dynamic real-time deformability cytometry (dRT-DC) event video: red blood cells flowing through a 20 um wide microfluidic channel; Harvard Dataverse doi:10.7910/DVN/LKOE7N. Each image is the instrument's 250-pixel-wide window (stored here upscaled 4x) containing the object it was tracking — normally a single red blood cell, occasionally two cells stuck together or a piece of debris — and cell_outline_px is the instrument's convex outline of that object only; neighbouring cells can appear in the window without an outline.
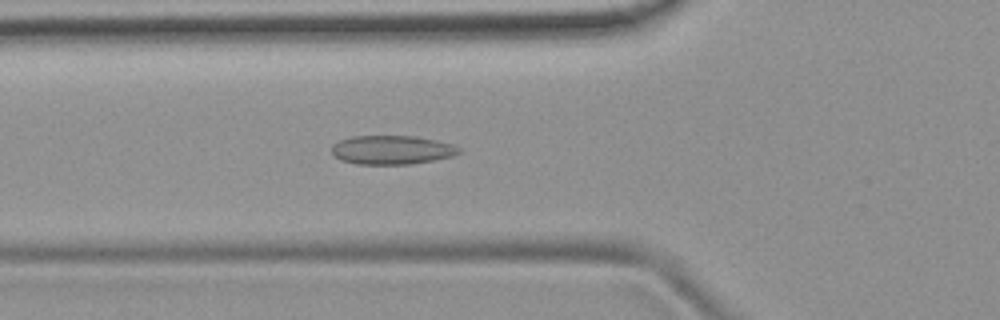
{"species": "common noctule bat (a hibernating species)", "species_latin": "Nyctalus noctula", "temperature_condition": "room temperature", "stored_images_in_passage": 50, "camera_frame_rate_fps": 3000, "um_per_image_px": 0.085, "animal": {"sex": "female", "body_mass_g": 19.9}, "frame": {"image": 1, "passage_image": 17, "time_ms": 5.333, "image_size_px": [1000, 320], "cell_outline_px": [[460, 152], [452, 156], [412, 164], [356, 164], [340, 160], [332, 156], [332, 144], [340, 140], [352, 136], [416, 136], [436, 140], [452, 144], [460, 148]], "centroid_in_image_um": [33.27, 12.74], "position_along_channel_um": 92.5, "area_um2": 21.5}}
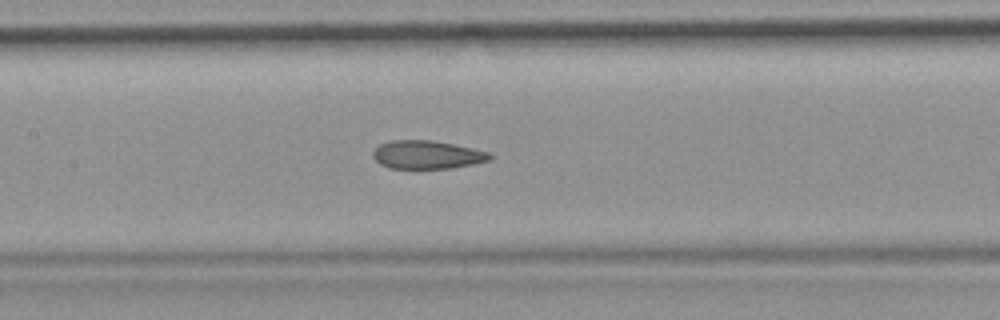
{"frame": {"image": 2, "passage_image": 23, "time_ms": 7.333, "image_size_px": [1000, 320], "cell_outline_px": [[492, 156], [488, 160], [472, 164], [452, 168], [388, 168], [380, 164], [372, 156], [372, 152], [380, 144], [388, 140], [432, 140], [492, 152]], "centroid_in_image_um": [36.28, 13.14], "position_along_channel_um": 171.1, "area_um2": 19.25}}
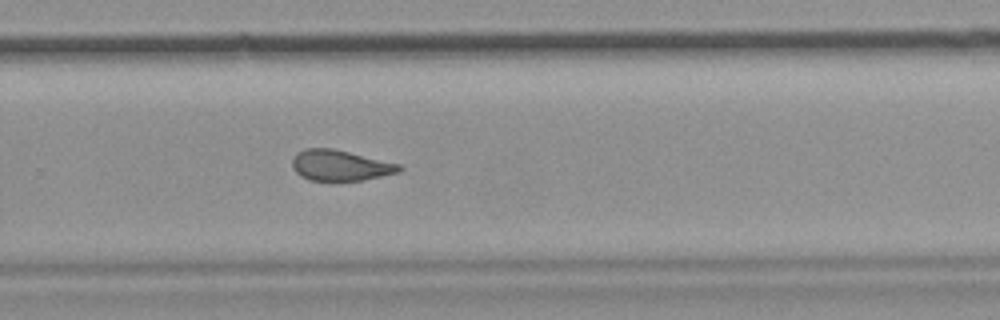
{"frame": {"image": 3, "passage_image": 33, "time_ms": 10.667, "image_size_px": [1000, 320], "cell_outline_px": [[404, 168], [400, 172], [364, 180], [312, 180], [300, 176], [292, 168], [292, 160], [296, 152], [304, 148], [332, 148], [404, 164]], "centroid_in_image_um": [28.97, 14.04], "position_along_channel_um": 300.8, "area_um2": 19.42}, "authors_computed_cell_mechanics": {"area_um2": 20.5479, "velocity_mm_per_s": 3.9094, "shape_relaxation_time_tau1_ms": null, "shape_relaxation_time_tau2_ms": 2.2049, "deformation_change_tau1": null, "deformation_change_tau2": 0.0856}}